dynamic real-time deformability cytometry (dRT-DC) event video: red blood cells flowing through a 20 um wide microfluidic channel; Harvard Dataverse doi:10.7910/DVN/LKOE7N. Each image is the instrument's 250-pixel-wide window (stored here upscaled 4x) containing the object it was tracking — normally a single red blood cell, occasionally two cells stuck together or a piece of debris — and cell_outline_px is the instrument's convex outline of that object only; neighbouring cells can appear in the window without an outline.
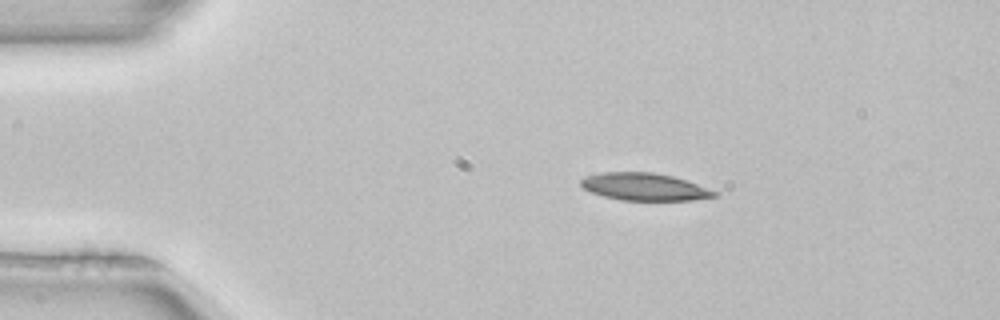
{"species": "common noctule bat (a hibernating species)", "species_latin": "Nyctalus noctula", "temperature_condition": "room temperature", "stored_images_in_passage": 43, "camera_frame_rate_fps": 3000, "um_per_image_px": 0.085, "animal": {"sex": "female", "body_mass_g": 22.7, "forearm_length_mm": 54.2}, "frame": {"image": 1, "passage_image": 1, "time_ms": 0.0, "image_size_px": [1000, 320], "cell_outline_px": [[720, 196], [692, 200], [620, 200], [604, 196], [592, 192], [584, 188], [580, 184], [580, 180], [584, 176], [600, 172], [652, 172], [672, 176], [720, 192]], "centroid_in_image_um": [54.79, 15.88], "position_along_channel_um": 30.2, "area_um2": 21.33}}
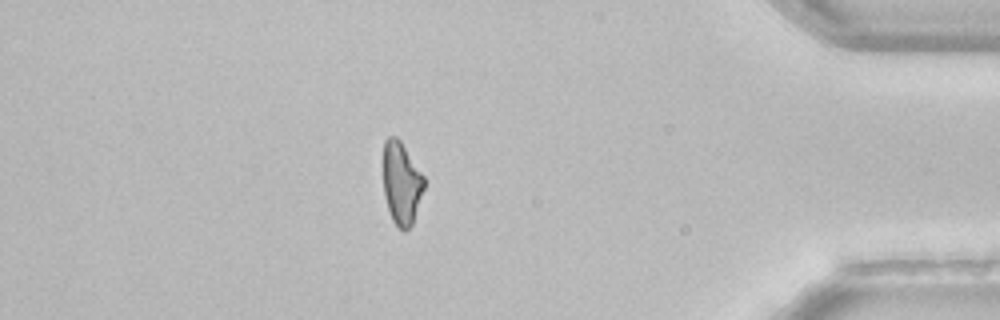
{"frame": {"image": 2, "passage_image": 36, "time_ms": 11.667, "image_size_px": [1000, 320], "cell_outline_px": [[428, 180], [412, 224], [404, 232], [392, 220], [384, 196], [384, 140], [388, 136], [396, 136], [400, 140]], "centroid_in_image_um": [34.16, 15.55], "position_along_channel_um": 401.0, "area_um2": 19.94}}
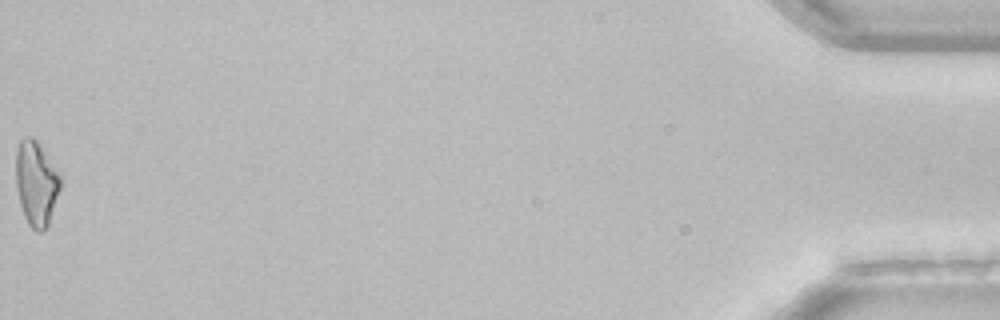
{"frame": {"image": 3, "passage_image": 43, "time_ms": 14.0, "image_size_px": [1000, 320], "cell_outline_px": [[60, 188], [48, 224], [40, 232], [36, 232], [28, 224], [24, 216], [20, 204], [16, 184], [16, 148], [20, 140], [28, 136], [36, 140], [60, 176]], "centroid_in_image_um": [3.05, 15.59], "position_along_channel_um": 432.2, "area_um2": 21.44}, "authors_computed_cell_mechanics": {"area_um2": 21.675, "velocity_mm_per_s": 4.0074, "shape_relaxation_time_tau1_ms": 8.1429, "shape_relaxation_time_tau2_ms": null, "deformation_change_tau1": 0.2376, "deformation_change_tau2": null}}